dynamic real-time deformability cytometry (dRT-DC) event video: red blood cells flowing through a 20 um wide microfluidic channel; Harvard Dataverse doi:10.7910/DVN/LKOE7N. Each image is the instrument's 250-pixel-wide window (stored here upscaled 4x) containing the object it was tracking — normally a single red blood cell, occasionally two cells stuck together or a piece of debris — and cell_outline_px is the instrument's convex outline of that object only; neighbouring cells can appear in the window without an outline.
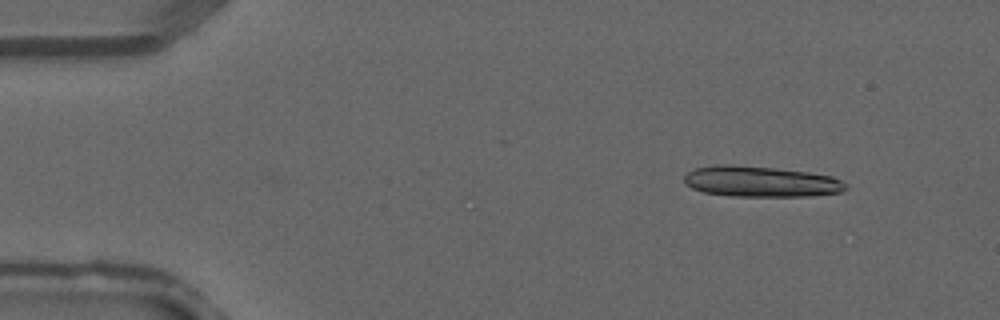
{"species": "common noctule bat (a hibernating species)", "species_latin": "Nyctalus noctula", "temperature_condition": "warm", "stored_images_in_passage": 3, "camera_frame_rate_fps": 3000, "um_per_image_px": 0.085, "animal": {"sex": "male", "forearm_length_mm": 52.5}, "frame": {"image": 1, "passage_image": 1, "time_ms": 0.0, "image_size_px": [1000, 320], "cell_outline_px": [[848, 188], [840, 192], [812, 196], [728, 196], [704, 192], [692, 188], [684, 184], [684, 176], [688, 172], [696, 168], [716, 164], [728, 164], [776, 168], [808, 172], [832, 176], [848, 184]], "centroid_in_image_um": [64.66, 15.43], "position_along_channel_um": 20.3, "area_um2": 29.13}}